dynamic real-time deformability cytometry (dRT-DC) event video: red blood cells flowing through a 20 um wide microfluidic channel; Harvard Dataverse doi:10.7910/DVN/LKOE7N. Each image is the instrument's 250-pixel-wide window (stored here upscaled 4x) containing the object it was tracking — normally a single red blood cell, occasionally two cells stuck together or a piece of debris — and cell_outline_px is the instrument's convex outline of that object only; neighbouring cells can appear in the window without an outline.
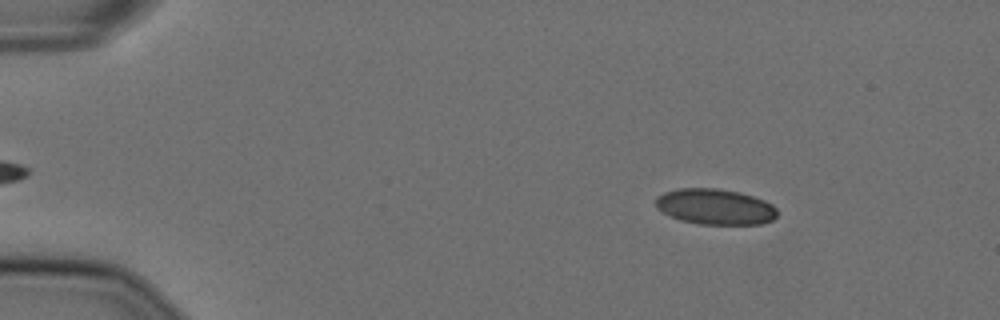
{"species": "Egyptian fruit bat (a non-hibernating species)", "species_latin": "Rousettus aegyptiacus", "temperature_condition": "cold", "stored_images_in_passage": 56, "camera_frame_rate_fps": 3000, "um_per_image_px": 0.085, "animal": {"sex": "female"}, "frame": {"image": 1, "passage_image": 8, "time_ms": 2.333, "image_size_px": [1000, 320], "cell_outline_px": [[776, 216], [772, 220], [760, 224], [700, 224], [680, 220], [656, 208], [656, 196], [664, 192], [676, 188], [716, 188], [740, 192], [764, 200], [772, 204], [776, 208]], "centroid_in_image_um": [60.77, 17.56], "position_along_channel_um": 24.2, "area_um2": 25.26}}
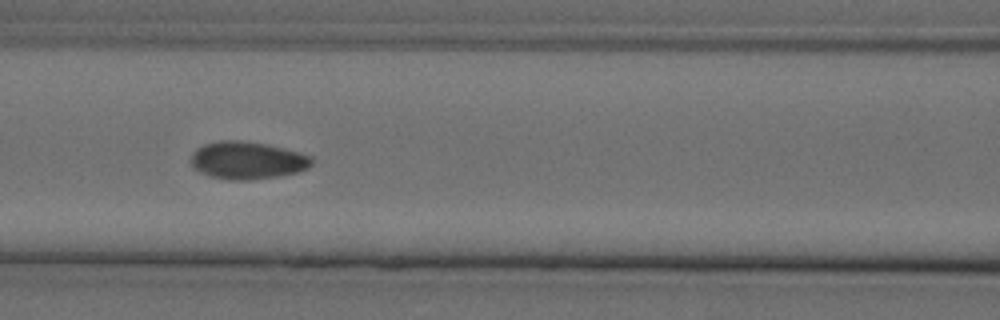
{"frame": {"image": 2, "passage_image": 25, "time_ms": 8.0, "image_size_px": [1000, 320], "cell_outline_px": [[312, 164], [308, 168], [300, 172], [276, 176], [248, 180], [232, 180], [208, 176], [192, 168], [188, 160], [192, 152], [196, 148], [204, 144], [220, 140], [240, 140], [264, 144], [284, 148], [300, 152], [312, 156]], "centroid_in_image_um": [20.97, 13.63], "position_along_channel_um": 145.6, "area_um2": 26.76}}
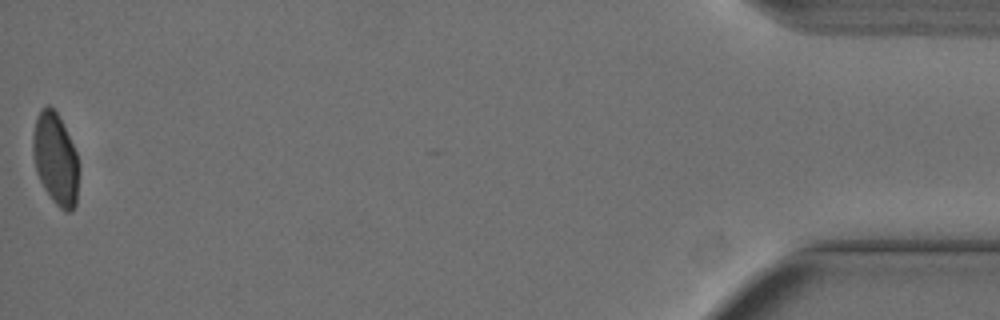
{"frame": {"image": 3, "passage_image": 56, "time_ms": 18.333, "image_size_px": [1000, 320], "cell_outline_px": [[80, 168], [76, 204], [72, 212], [64, 212], [52, 200], [44, 188], [36, 172], [32, 152], [32, 136], [36, 116], [40, 108], [48, 104], [56, 112], [76, 152], [80, 164]], "centroid_in_image_um": [4.72, 13.54], "position_along_channel_um": 430.5, "area_um2": 24.91}, "authors_computed_cell_mechanics": {"area_um2": 25.6921, "velocity_mm_per_s": 3.6277, "shape_relaxation_time_tau1_ms": null, "shape_relaxation_time_tau2_ms": 1.4921, "deformation_change_tau1": null, "deformation_change_tau2": 0.0315}}